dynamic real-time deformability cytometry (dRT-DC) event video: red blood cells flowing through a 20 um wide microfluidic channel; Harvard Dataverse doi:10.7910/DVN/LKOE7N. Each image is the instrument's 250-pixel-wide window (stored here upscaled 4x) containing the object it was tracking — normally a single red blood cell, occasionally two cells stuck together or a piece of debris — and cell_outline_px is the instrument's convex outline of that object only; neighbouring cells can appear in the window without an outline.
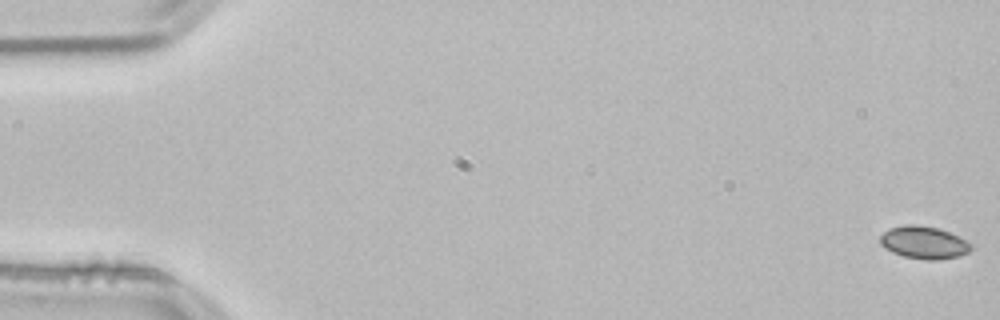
{"species": "common noctule bat (a hibernating species)", "species_latin": "Nyctalus noctula", "temperature_condition": "room temperature", "stored_images_in_passage": 54, "camera_frame_rate_fps": 3000, "um_per_image_px": 0.085, "animal": {"sex": "male", "body_mass_g": 21.5, "forearm_length_mm": 52.0}, "frame": {"image": 1, "passage_image": 1, "time_ms": 0.0, "image_size_px": [1000, 320], "cell_outline_px": [[972, 248], [968, 252], [960, 256], [940, 260], [928, 260], [904, 256], [892, 252], [884, 248], [880, 244], [880, 236], [888, 228], [904, 224], [916, 224], [936, 228], [948, 232], [972, 244]], "centroid_in_image_um": [78.5, 20.62], "position_along_channel_um": 6.5, "area_um2": 17.22}}
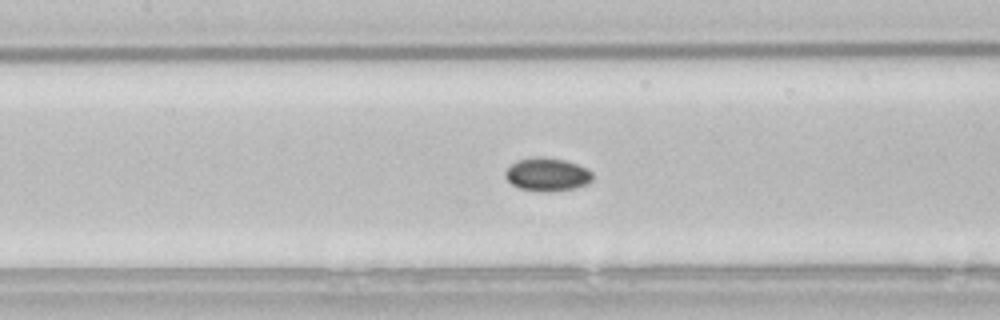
{"frame": {"image": 2, "passage_image": 25, "time_ms": 8.0, "image_size_px": [1000, 320], "cell_outline_px": [[592, 180], [588, 184], [576, 188], [548, 192], [544, 192], [520, 188], [512, 184], [504, 176], [504, 172], [516, 160], [540, 156], [544, 156], [564, 160], [588, 168], [592, 172]], "centroid_in_image_um": [46.53, 14.83], "position_along_channel_um": 160.9, "area_um2": 16.99}}
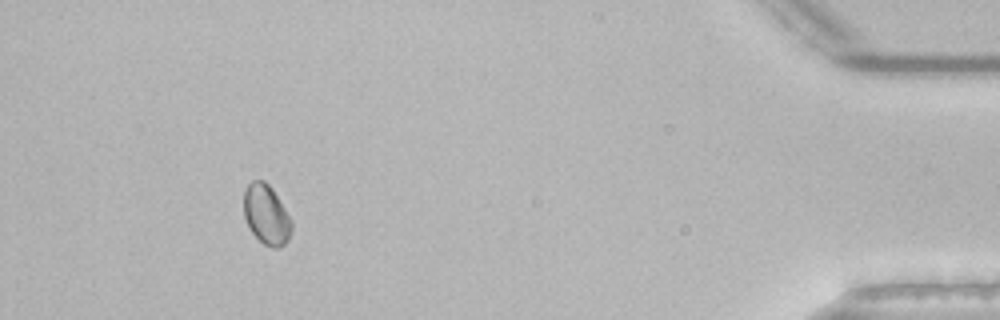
{"frame": {"image": 3, "passage_image": 50, "time_ms": 16.333, "image_size_px": [1000, 320], "cell_outline_px": [[292, 232], [288, 240], [284, 244], [276, 248], [272, 248], [264, 244], [248, 228], [244, 216], [244, 192], [248, 184], [252, 180], [264, 180], [272, 188], [292, 220]], "centroid_in_image_um": [22.64, 18.24], "position_along_channel_um": 412.6, "area_um2": 16.7}}